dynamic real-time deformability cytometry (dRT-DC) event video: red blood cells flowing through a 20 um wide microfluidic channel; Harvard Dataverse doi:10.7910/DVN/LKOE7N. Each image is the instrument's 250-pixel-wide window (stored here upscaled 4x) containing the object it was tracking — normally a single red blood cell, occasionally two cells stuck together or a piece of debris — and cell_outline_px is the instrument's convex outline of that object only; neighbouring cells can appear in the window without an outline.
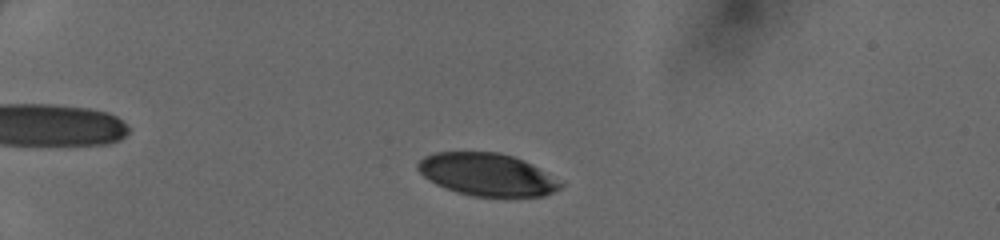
{"species": "human", "species_latin": "Homo sapiens", "temperature_condition": "cold", "stored_images_in_passage": 13, "camera_frame_rate_fps": 3000, "um_per_image_px": 0.085, "donor": {"sex": "female"}, "frame": {"image": 1, "passage_image": 6, "time_ms": 1.667, "image_size_px": [1000, 240], "cell_outline_px": [[564, 184], [560, 188], [544, 196], [472, 196], [456, 192], [436, 184], [424, 176], [416, 168], [416, 164], [424, 156], [436, 152], [500, 152], [524, 160], [564, 180]], "centroid_in_image_um": [41.45, 14.83], "position_along_channel_um": 43.6, "area_um2": 35.6}}
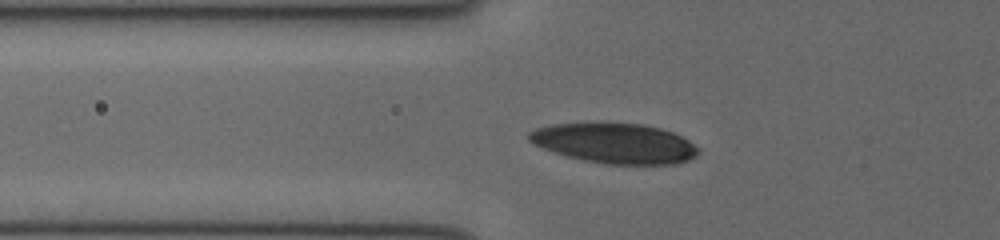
{"frame": {"image": 2, "passage_image": 11, "time_ms": 3.333, "image_size_px": [1000, 240], "cell_outline_px": [[700, 152], [696, 156], [688, 160], [676, 164], [608, 164], [584, 160], [568, 156], [532, 144], [528, 140], [528, 132], [536, 128], [552, 124], [600, 120], [644, 124], [660, 128], [672, 132], [688, 140], [700, 148]], "centroid_in_image_um": [52.24, 12.13], "position_along_channel_um": 73.6, "area_um2": 40.46}}